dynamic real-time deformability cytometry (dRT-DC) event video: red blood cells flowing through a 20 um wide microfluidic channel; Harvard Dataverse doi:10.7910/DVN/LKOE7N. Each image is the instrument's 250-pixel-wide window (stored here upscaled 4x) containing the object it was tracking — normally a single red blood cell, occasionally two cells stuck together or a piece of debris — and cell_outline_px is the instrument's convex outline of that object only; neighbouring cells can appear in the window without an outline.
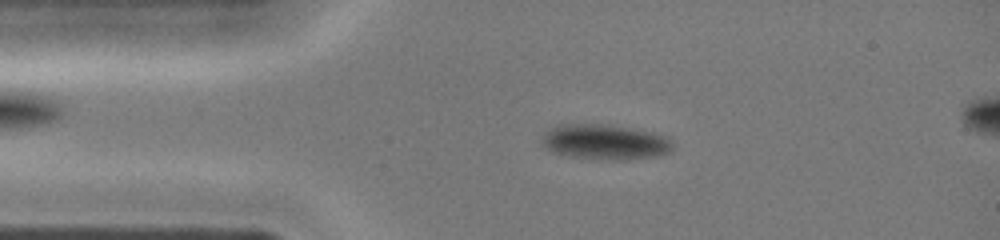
{"species": "common noctule bat (a hibernating species)", "species_latin": "Nyctalus noctula", "temperature_condition": "cold", "stored_images_in_passage": 41, "camera_frame_rate_fps": 3000, "um_per_image_px": 0.085, "animal": {"sex": "female", "body_mass_g": 19.0, "forearm_length_mm": 51.5}, "frame": {"image": 1, "passage_image": 7, "time_ms": 2.0, "image_size_px": [1000, 240], "cell_outline_px": [[672, 152], [656, 156], [628, 160], [608, 160], [572, 156], [552, 152], [540, 144], [540, 140], [544, 132], [548, 128], [556, 124], [612, 124], [652, 132], [668, 136], [672, 144]], "centroid_in_image_um": [51.4, 12.05], "position_along_channel_um": 33.6, "area_um2": 27.4}}
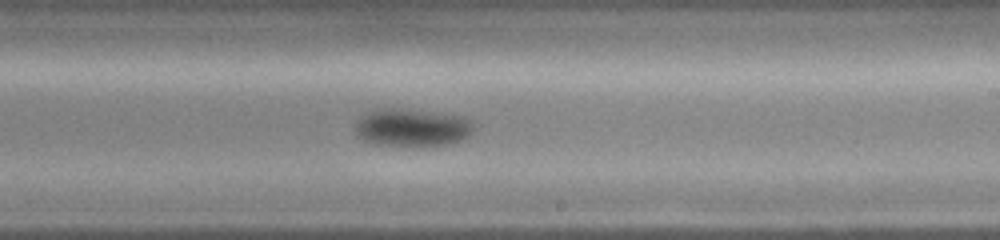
{"frame": {"image": 2, "passage_image": 23, "time_ms": 7.333, "image_size_px": [1000, 240], "cell_outline_px": [[476, 128], [468, 136], [460, 140], [444, 144], [372, 144], [356, 136], [352, 124], [360, 116], [372, 112], [388, 108], [392, 108], [464, 116], [472, 120]], "centroid_in_image_um": [35.0, 10.83], "position_along_channel_um": 254.0, "area_um2": 25.55}}
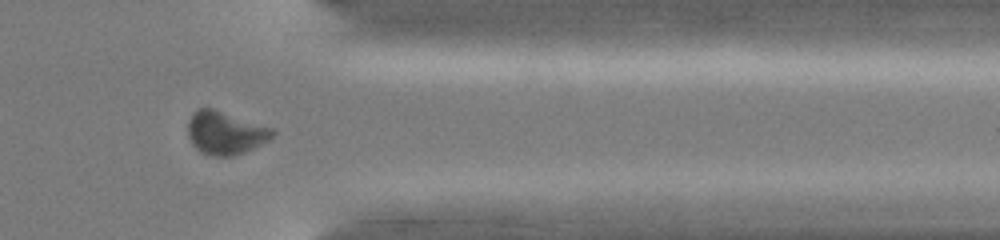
{"frame": {"image": 3, "passage_image": 32, "time_ms": 10.333, "image_size_px": [1000, 240], "cell_outline_px": [[276, 132], [268, 140], [244, 152], [232, 156], [212, 156], [200, 152], [192, 144], [188, 136], [188, 120], [192, 112], [196, 108], [212, 108], [276, 128]], "centroid_in_image_um": [19.14, 11.27], "position_along_channel_um": 392.3, "area_um2": 21.44}}